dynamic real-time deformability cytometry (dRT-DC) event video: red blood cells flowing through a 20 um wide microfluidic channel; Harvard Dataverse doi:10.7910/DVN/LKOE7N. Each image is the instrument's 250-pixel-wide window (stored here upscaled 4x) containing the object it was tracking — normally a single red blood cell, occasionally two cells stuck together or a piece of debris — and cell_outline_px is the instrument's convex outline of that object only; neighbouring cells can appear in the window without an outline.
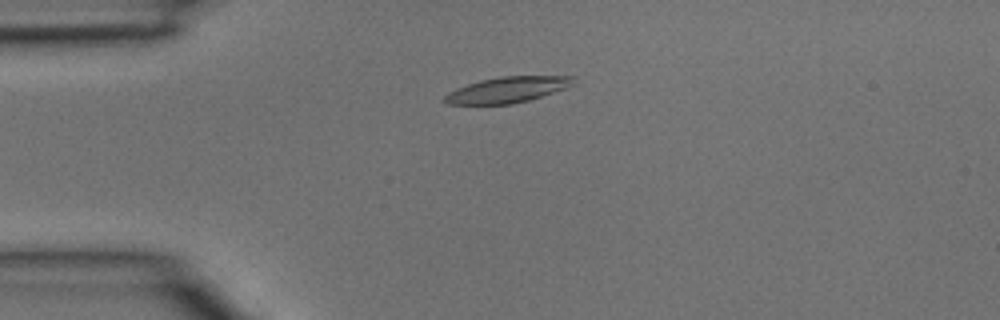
{"species": "common noctule bat (a hibernating species)", "species_latin": "Nyctalus noctula", "temperature_condition": "room temperature", "stored_images_in_passage": 31, "camera_frame_rate_fps": 3000, "um_per_image_px": 0.085, "animal": {"sex": "male", "body_mass_g": 15.6}, "frame": {"image": 1, "passage_image": 1, "time_ms": 0.0, "image_size_px": [1000, 320], "cell_outline_px": [[572, 84], [564, 88], [528, 100], [512, 104], [448, 104], [440, 100], [448, 92], [456, 88], [480, 80], [500, 76], [572, 76]], "centroid_in_image_um": [43.02, 7.63], "position_along_channel_um": 42.0, "area_um2": 19.07}}
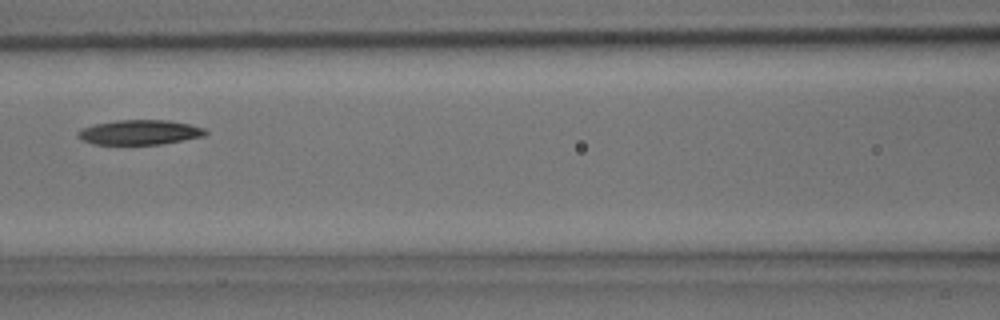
{"frame": {"image": 2, "passage_image": 9, "time_ms": 2.667, "image_size_px": [1000, 320], "cell_outline_px": [[208, 132], [204, 136], [160, 144], [92, 144], [76, 136], [76, 132], [84, 128], [96, 124], [116, 120], [168, 120], [188, 124], [204, 128]], "centroid_in_image_um": [11.87, 11.24], "position_along_channel_um": 154.7, "area_um2": 18.21}}
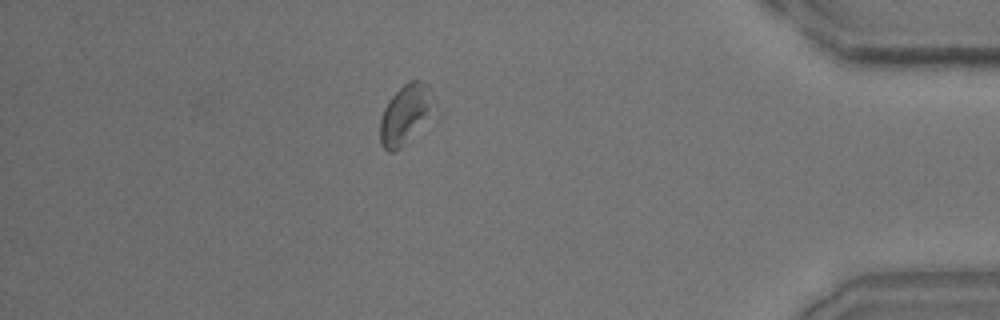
{"frame": {"image": 3, "passage_image": 26, "time_ms": 8.333, "image_size_px": [1000, 320], "cell_outline_px": [[440, 120], [400, 148], [392, 152], [388, 152], [380, 144], [380, 120], [384, 108], [388, 100], [408, 80], [420, 80], [428, 84], [432, 88], [440, 112]], "centroid_in_image_um": [34.68, 9.75], "position_along_channel_um": 400.5, "area_um2": 21.1}}